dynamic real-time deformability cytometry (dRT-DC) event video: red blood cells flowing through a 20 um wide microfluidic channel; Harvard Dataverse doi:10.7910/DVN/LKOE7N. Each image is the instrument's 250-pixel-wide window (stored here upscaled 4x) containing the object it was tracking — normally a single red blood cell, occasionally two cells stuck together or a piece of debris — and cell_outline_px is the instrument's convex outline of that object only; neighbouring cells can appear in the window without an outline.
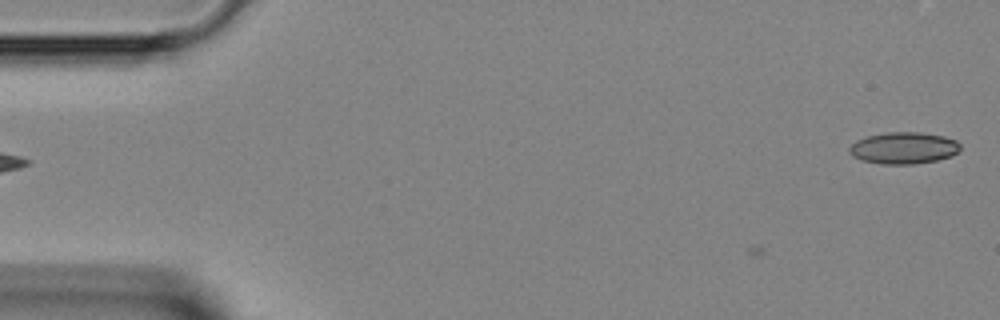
{"species": "Egyptian fruit bat (a non-hibernating species)", "species_latin": "Rousettus aegyptiacus", "temperature_condition": "room temperature", "stored_images_in_passage": 2, "camera_frame_rate_fps": 3000, "um_per_image_px": 0.085, "animal": {"sex": "female"}, "frame": {"image": 1, "passage_image": 2, "time_ms": 0.333, "image_size_px": [1000, 320], "cell_outline_px": [[960, 148], [952, 156], [936, 160], [912, 164], [880, 164], [860, 160], [852, 156], [848, 152], [848, 148], [856, 140], [868, 136], [888, 132], [920, 132], [944, 136], [956, 140], [960, 144]], "centroid_in_image_um": [76.78, 12.58], "position_along_channel_um": 8.2, "area_um2": 20.58}}